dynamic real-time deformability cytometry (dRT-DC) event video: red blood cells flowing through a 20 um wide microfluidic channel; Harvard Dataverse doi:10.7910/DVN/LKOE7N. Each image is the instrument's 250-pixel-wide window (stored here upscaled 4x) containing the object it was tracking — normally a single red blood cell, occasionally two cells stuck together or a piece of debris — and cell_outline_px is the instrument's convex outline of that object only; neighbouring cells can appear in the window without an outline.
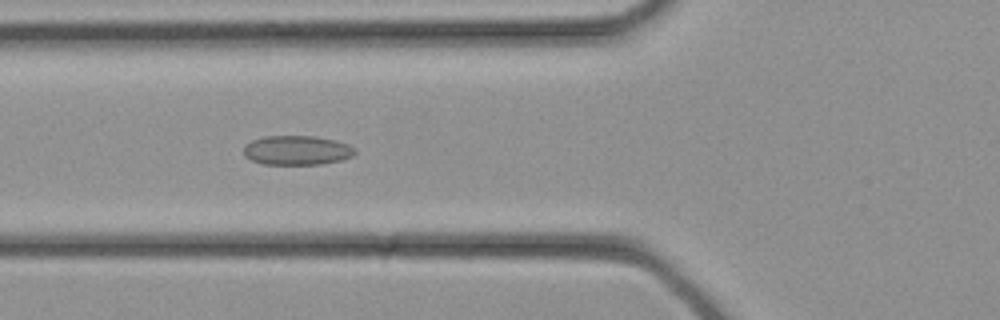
{"species": "common noctule bat (a hibernating species)", "species_latin": "Nyctalus noctula", "temperature_condition": "cold", "stored_images_in_passage": 33, "camera_frame_rate_fps": 3000, "um_per_image_px": 0.085, "animal": {"sex": "female", "body_mass_g": 21.9}, "frame": {"image": 1, "passage_image": 12, "time_ms": 3.667, "image_size_px": [1000, 320], "cell_outline_px": [[356, 152], [352, 156], [340, 160], [320, 164], [264, 164], [252, 160], [244, 156], [244, 144], [252, 140], [264, 136], [312, 136], [336, 140], [348, 144], [356, 148]], "centroid_in_image_um": [25.23, 12.76], "position_along_channel_um": 100.6, "area_um2": 19.07}}
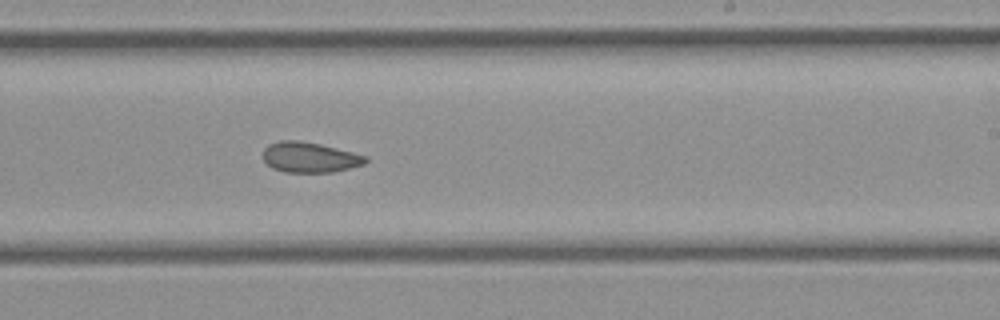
{"frame": {"image": 2, "passage_image": 20, "time_ms": 6.333, "image_size_px": [1000, 320], "cell_outline_px": [[368, 160], [364, 164], [332, 172], [284, 172], [272, 168], [264, 160], [264, 148], [268, 144], [280, 140], [300, 140], [320, 144], [368, 156]], "centroid_in_image_um": [26.31, 13.36], "position_along_channel_um": 262.7, "area_um2": 18.09}}
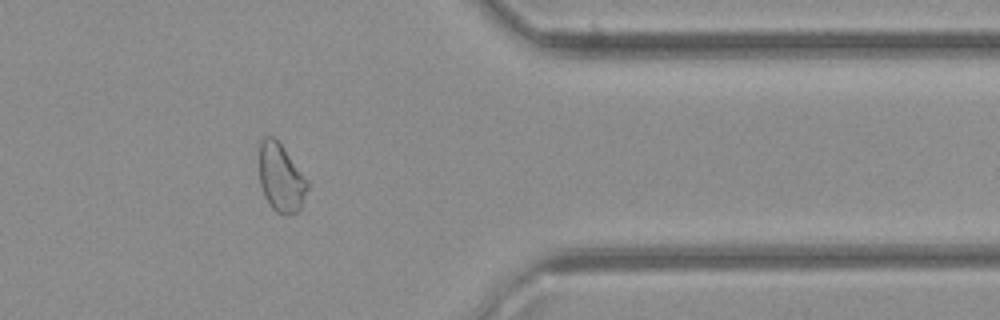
{"frame": {"image": 3, "passage_image": 27, "time_ms": 8.667, "image_size_px": [1000, 320], "cell_outline_px": [[308, 188], [300, 208], [296, 212], [276, 212], [272, 208], [264, 196], [260, 184], [260, 144], [264, 136], [272, 136], [284, 148], [308, 180]], "centroid_in_image_um": [23.88, 15.09], "position_along_channel_um": 387.5, "area_um2": 18.73}}